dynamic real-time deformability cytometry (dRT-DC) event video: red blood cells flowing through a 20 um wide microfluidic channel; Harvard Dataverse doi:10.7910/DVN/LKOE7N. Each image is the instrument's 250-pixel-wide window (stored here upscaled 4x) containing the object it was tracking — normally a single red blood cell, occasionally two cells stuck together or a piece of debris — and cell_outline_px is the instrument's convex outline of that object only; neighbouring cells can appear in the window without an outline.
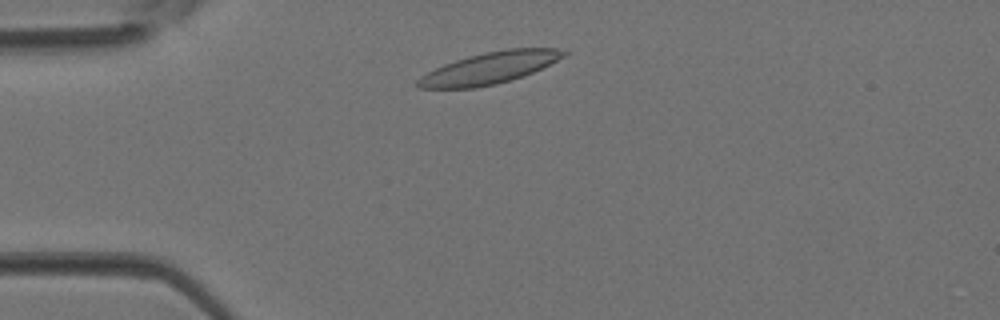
{"species": "Egyptian fruit bat (a non-hibernating species)", "species_latin": "Rousettus aegyptiacus", "temperature_condition": "room temperature", "stored_images_in_passage": 2, "camera_frame_rate_fps": 3000, "um_per_image_px": 0.085, "animal": {"sex": "female"}, "frame": {"image": 1, "passage_image": 1, "time_ms": 0.0, "image_size_px": [1000, 320], "cell_outline_px": [[568, 52], [564, 56], [532, 72], [496, 84], [476, 88], [420, 88], [416, 84], [416, 80], [420, 76], [444, 64], [468, 56], [484, 52], [508, 48], [556, 48]], "centroid_in_image_um": [41.56, 5.78], "position_along_channel_um": 43.4, "area_um2": 26.47}}